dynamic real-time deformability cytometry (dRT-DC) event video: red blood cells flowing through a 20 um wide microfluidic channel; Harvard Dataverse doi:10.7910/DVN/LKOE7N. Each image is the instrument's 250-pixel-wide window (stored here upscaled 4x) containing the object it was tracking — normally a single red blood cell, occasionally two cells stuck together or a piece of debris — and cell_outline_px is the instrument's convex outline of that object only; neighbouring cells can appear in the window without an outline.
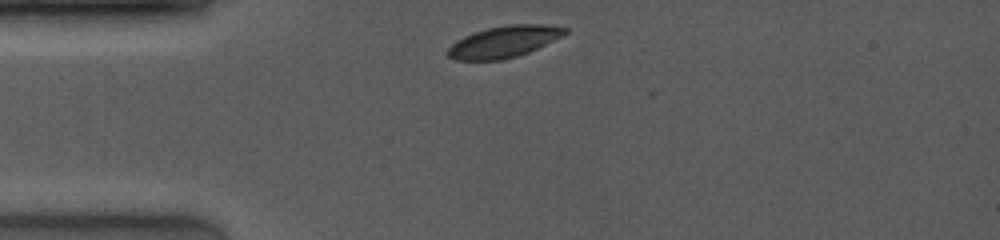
{"species": "common noctule bat (a hibernating species)", "species_latin": "Nyctalus noctula", "temperature_condition": "room temperature", "stored_images_in_passage": 25, "camera_frame_rate_fps": 4000, "um_per_image_px": 0.085, "animal": {"sex": "female", "body_mass_g": 19.0, "forearm_length_mm": 53.3}, "frame": {"image": 1, "passage_image": 1, "time_ms": 0.0, "image_size_px": [1000, 240], "cell_outline_px": [[568, 32], [528, 52], [516, 56], [500, 60], [456, 60], [448, 56], [448, 48], [456, 40], [464, 36], [488, 28], [508, 24], [544, 24], [568, 28]], "centroid_in_image_um": [42.81, 3.54], "position_along_channel_um": 42.2, "area_um2": 21.15}}
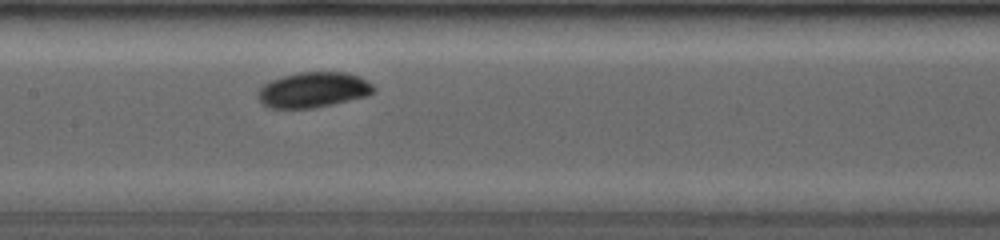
{"frame": {"image": 2, "passage_image": 12, "time_ms": 4.0, "image_size_px": [1000, 240], "cell_outline_px": [[376, 92], [368, 96], [316, 108], [268, 108], [256, 96], [256, 92], [264, 84], [272, 80], [284, 76], [300, 72], [344, 72], [360, 76], [372, 84], [376, 88]], "centroid_in_image_um": [26.66, 7.64], "position_along_channel_um": 180.7, "area_um2": 24.04}}
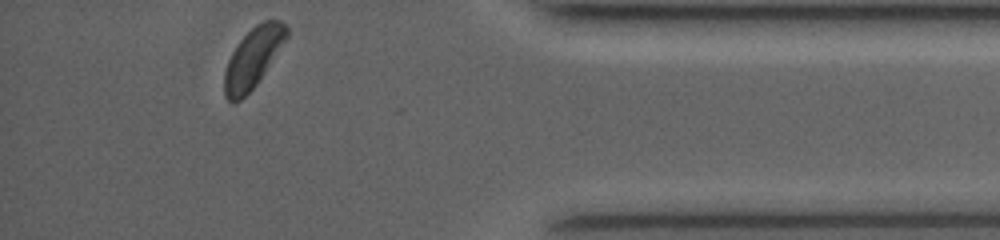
{"frame": {"image": 3, "passage_image": 25, "time_ms": 10.25, "image_size_px": [1000, 240], "cell_outline_px": [[288, 36], [256, 84], [240, 100], [232, 104], [224, 96], [224, 72], [228, 60], [232, 52], [240, 40], [256, 24], [264, 20], [280, 20], [288, 28]], "centroid_in_image_um": [21.48, 4.92], "position_along_channel_um": 413.7, "area_um2": 21.33}, "authors_computed_cell_mechanics": {"area_um2": 22.7732, "velocity_mm_per_s": 4.0624, "shape_relaxation_time_tau1_ms": 1.093, "shape_relaxation_time_tau2_ms": null, "deformation_change_tau1": 0.0644, "deformation_change_tau2": null}}